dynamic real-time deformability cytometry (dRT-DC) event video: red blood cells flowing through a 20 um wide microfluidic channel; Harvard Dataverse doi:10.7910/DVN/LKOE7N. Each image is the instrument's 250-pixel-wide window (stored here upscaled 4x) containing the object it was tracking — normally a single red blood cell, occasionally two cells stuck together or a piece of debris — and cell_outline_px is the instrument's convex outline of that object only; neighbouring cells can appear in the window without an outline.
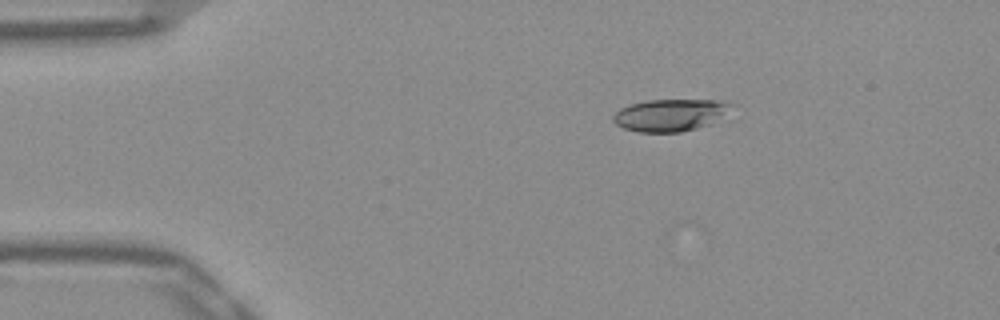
{"species": "Egyptian fruit bat (a non-hibernating species)", "species_latin": "Rousettus aegyptiacus", "temperature_condition": "warm", "stored_images_in_passage": 6, "camera_frame_rate_fps": 3000, "um_per_image_px": 0.085, "frame": {"image": 1, "passage_image": 1, "time_ms": 0.0, "image_size_px": [1000, 320], "cell_outline_px": [[736, 104], [712, 124], [680, 132], [636, 132], [624, 128], [616, 124], [612, 120], [612, 116], [620, 108], [628, 104], [648, 100], [728, 100]], "centroid_in_image_um": [56.98, 9.77], "position_along_channel_um": 28.0, "area_um2": 22.37}}